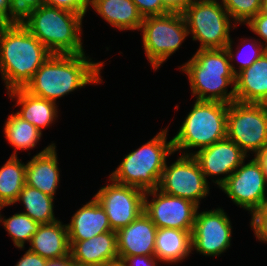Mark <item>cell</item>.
Segmentation results:
<instances>
[{"instance_id": "f35d334b", "label": "cell", "mask_w": 267, "mask_h": 266, "mask_svg": "<svg viewBox=\"0 0 267 266\" xmlns=\"http://www.w3.org/2000/svg\"><path fill=\"white\" fill-rule=\"evenodd\" d=\"M170 12L182 13L193 0H161Z\"/></svg>"}, {"instance_id": "1f68e13d", "label": "cell", "mask_w": 267, "mask_h": 266, "mask_svg": "<svg viewBox=\"0 0 267 266\" xmlns=\"http://www.w3.org/2000/svg\"><path fill=\"white\" fill-rule=\"evenodd\" d=\"M140 15L145 18L149 16H160L170 11L162 4L161 0H132Z\"/></svg>"}, {"instance_id": "9c48e42d", "label": "cell", "mask_w": 267, "mask_h": 266, "mask_svg": "<svg viewBox=\"0 0 267 266\" xmlns=\"http://www.w3.org/2000/svg\"><path fill=\"white\" fill-rule=\"evenodd\" d=\"M227 138L256 157L267 147V104H228Z\"/></svg>"}, {"instance_id": "83f0119b", "label": "cell", "mask_w": 267, "mask_h": 266, "mask_svg": "<svg viewBox=\"0 0 267 266\" xmlns=\"http://www.w3.org/2000/svg\"><path fill=\"white\" fill-rule=\"evenodd\" d=\"M242 40V41H241ZM241 44L236 47V52L233 50V44L235 43L232 38L230 42L225 47L228 52L230 65L235 75H237L242 70L251 66L256 60H258L266 51L267 48L262 44L258 39L249 37L240 39ZM247 44V47H246ZM241 46V47H240ZM245 48L244 50L242 49ZM236 57V59H235ZM235 59V60H234ZM234 61H237V64H240L237 69L235 67ZM234 63V64H233Z\"/></svg>"}, {"instance_id": "6da1fadb", "label": "cell", "mask_w": 267, "mask_h": 266, "mask_svg": "<svg viewBox=\"0 0 267 266\" xmlns=\"http://www.w3.org/2000/svg\"><path fill=\"white\" fill-rule=\"evenodd\" d=\"M87 53L52 54L24 89L33 96L57 103V99L88 85L103 83L104 61H93Z\"/></svg>"}, {"instance_id": "d4e9b609", "label": "cell", "mask_w": 267, "mask_h": 266, "mask_svg": "<svg viewBox=\"0 0 267 266\" xmlns=\"http://www.w3.org/2000/svg\"><path fill=\"white\" fill-rule=\"evenodd\" d=\"M3 131L5 139L14 148L11 156H18L19 150H30L37 146L43 135L33 124L23 120L15 112L7 116Z\"/></svg>"}, {"instance_id": "2e32d148", "label": "cell", "mask_w": 267, "mask_h": 266, "mask_svg": "<svg viewBox=\"0 0 267 266\" xmlns=\"http://www.w3.org/2000/svg\"><path fill=\"white\" fill-rule=\"evenodd\" d=\"M157 227L143 212L129 225L116 231L118 257L155 256Z\"/></svg>"}, {"instance_id": "3957f363", "label": "cell", "mask_w": 267, "mask_h": 266, "mask_svg": "<svg viewBox=\"0 0 267 266\" xmlns=\"http://www.w3.org/2000/svg\"><path fill=\"white\" fill-rule=\"evenodd\" d=\"M179 69L188 76L191 96L195 100L227 104L235 101L236 75L225 48L197 50Z\"/></svg>"}, {"instance_id": "4316f807", "label": "cell", "mask_w": 267, "mask_h": 266, "mask_svg": "<svg viewBox=\"0 0 267 266\" xmlns=\"http://www.w3.org/2000/svg\"><path fill=\"white\" fill-rule=\"evenodd\" d=\"M54 197L40 190L24 185L15 203H22L26 214L40 224L53 223L58 220L54 214Z\"/></svg>"}, {"instance_id": "4fadbf2b", "label": "cell", "mask_w": 267, "mask_h": 266, "mask_svg": "<svg viewBox=\"0 0 267 266\" xmlns=\"http://www.w3.org/2000/svg\"><path fill=\"white\" fill-rule=\"evenodd\" d=\"M107 185L94 195L104 208L109 224L117 231L138 218L144 212L145 192L139 188L116 183L109 178Z\"/></svg>"}, {"instance_id": "603a6c76", "label": "cell", "mask_w": 267, "mask_h": 266, "mask_svg": "<svg viewBox=\"0 0 267 266\" xmlns=\"http://www.w3.org/2000/svg\"><path fill=\"white\" fill-rule=\"evenodd\" d=\"M119 31H140L143 17L132 0H95L90 8Z\"/></svg>"}, {"instance_id": "9a60e30c", "label": "cell", "mask_w": 267, "mask_h": 266, "mask_svg": "<svg viewBox=\"0 0 267 266\" xmlns=\"http://www.w3.org/2000/svg\"><path fill=\"white\" fill-rule=\"evenodd\" d=\"M192 156L198 162L207 182L210 184L207 177L214 178L211 181L218 188L249 157L227 137L199 151H193Z\"/></svg>"}, {"instance_id": "e575fe53", "label": "cell", "mask_w": 267, "mask_h": 266, "mask_svg": "<svg viewBox=\"0 0 267 266\" xmlns=\"http://www.w3.org/2000/svg\"><path fill=\"white\" fill-rule=\"evenodd\" d=\"M246 26L250 29L251 32L259 37L258 40L260 42L262 40L264 41L262 42V44L267 48V16L259 12L246 24Z\"/></svg>"}, {"instance_id": "484cf974", "label": "cell", "mask_w": 267, "mask_h": 266, "mask_svg": "<svg viewBox=\"0 0 267 266\" xmlns=\"http://www.w3.org/2000/svg\"><path fill=\"white\" fill-rule=\"evenodd\" d=\"M26 184V162L18 156H10L0 168V202L5 206L15 204Z\"/></svg>"}, {"instance_id": "7a4b0ae2", "label": "cell", "mask_w": 267, "mask_h": 266, "mask_svg": "<svg viewBox=\"0 0 267 266\" xmlns=\"http://www.w3.org/2000/svg\"><path fill=\"white\" fill-rule=\"evenodd\" d=\"M51 55L21 22L0 24V74L7 92L24 88Z\"/></svg>"}, {"instance_id": "8d00e7d4", "label": "cell", "mask_w": 267, "mask_h": 266, "mask_svg": "<svg viewBox=\"0 0 267 266\" xmlns=\"http://www.w3.org/2000/svg\"><path fill=\"white\" fill-rule=\"evenodd\" d=\"M47 261V259L28 249L15 266H46Z\"/></svg>"}, {"instance_id": "5b68a950", "label": "cell", "mask_w": 267, "mask_h": 266, "mask_svg": "<svg viewBox=\"0 0 267 266\" xmlns=\"http://www.w3.org/2000/svg\"><path fill=\"white\" fill-rule=\"evenodd\" d=\"M168 129L164 127L145 144L125 154L109 178L144 192L157 189L167 158L174 154L172 139L167 141Z\"/></svg>"}, {"instance_id": "d6986e66", "label": "cell", "mask_w": 267, "mask_h": 266, "mask_svg": "<svg viewBox=\"0 0 267 266\" xmlns=\"http://www.w3.org/2000/svg\"><path fill=\"white\" fill-rule=\"evenodd\" d=\"M69 241H84L108 231H113L104 208L93 196L72 215L66 224Z\"/></svg>"}, {"instance_id": "277c9868", "label": "cell", "mask_w": 267, "mask_h": 266, "mask_svg": "<svg viewBox=\"0 0 267 266\" xmlns=\"http://www.w3.org/2000/svg\"><path fill=\"white\" fill-rule=\"evenodd\" d=\"M84 16L72 11L42 5L20 20L52 54H82Z\"/></svg>"}, {"instance_id": "30bf717a", "label": "cell", "mask_w": 267, "mask_h": 266, "mask_svg": "<svg viewBox=\"0 0 267 266\" xmlns=\"http://www.w3.org/2000/svg\"><path fill=\"white\" fill-rule=\"evenodd\" d=\"M207 182L196 159L192 155H180L162 172L158 189L171 196L190 200L200 207L202 199L210 193Z\"/></svg>"}, {"instance_id": "836d02e7", "label": "cell", "mask_w": 267, "mask_h": 266, "mask_svg": "<svg viewBox=\"0 0 267 266\" xmlns=\"http://www.w3.org/2000/svg\"><path fill=\"white\" fill-rule=\"evenodd\" d=\"M14 23L20 22L29 12L44 5V0H12Z\"/></svg>"}, {"instance_id": "e0dca14e", "label": "cell", "mask_w": 267, "mask_h": 266, "mask_svg": "<svg viewBox=\"0 0 267 266\" xmlns=\"http://www.w3.org/2000/svg\"><path fill=\"white\" fill-rule=\"evenodd\" d=\"M56 147L52 142L26 162V184L54 198L61 179Z\"/></svg>"}, {"instance_id": "bcb514c9", "label": "cell", "mask_w": 267, "mask_h": 266, "mask_svg": "<svg viewBox=\"0 0 267 266\" xmlns=\"http://www.w3.org/2000/svg\"><path fill=\"white\" fill-rule=\"evenodd\" d=\"M89 4L93 3L95 0H86Z\"/></svg>"}, {"instance_id": "ffe728a7", "label": "cell", "mask_w": 267, "mask_h": 266, "mask_svg": "<svg viewBox=\"0 0 267 266\" xmlns=\"http://www.w3.org/2000/svg\"><path fill=\"white\" fill-rule=\"evenodd\" d=\"M11 99H15V106L20 109L15 113L33 124L40 132L52 126V123L59 118L58 105L44 98L31 95L24 88H18L7 92Z\"/></svg>"}, {"instance_id": "60d3db41", "label": "cell", "mask_w": 267, "mask_h": 266, "mask_svg": "<svg viewBox=\"0 0 267 266\" xmlns=\"http://www.w3.org/2000/svg\"><path fill=\"white\" fill-rule=\"evenodd\" d=\"M256 158L261 162L263 168H264V171H265V178H266V181H267V147L261 151L257 156Z\"/></svg>"}, {"instance_id": "d6a6232c", "label": "cell", "mask_w": 267, "mask_h": 266, "mask_svg": "<svg viewBox=\"0 0 267 266\" xmlns=\"http://www.w3.org/2000/svg\"><path fill=\"white\" fill-rule=\"evenodd\" d=\"M44 5L66 9L84 17L90 9V4L86 0H44Z\"/></svg>"}, {"instance_id": "f1b7e54d", "label": "cell", "mask_w": 267, "mask_h": 266, "mask_svg": "<svg viewBox=\"0 0 267 266\" xmlns=\"http://www.w3.org/2000/svg\"><path fill=\"white\" fill-rule=\"evenodd\" d=\"M1 223L12 239L14 246L20 250L25 249V243H30L31 238L41 225L22 212H17L8 218L6 216L1 217Z\"/></svg>"}, {"instance_id": "d590c367", "label": "cell", "mask_w": 267, "mask_h": 266, "mask_svg": "<svg viewBox=\"0 0 267 266\" xmlns=\"http://www.w3.org/2000/svg\"><path fill=\"white\" fill-rule=\"evenodd\" d=\"M125 266H157L161 261L156 256L134 255L119 257Z\"/></svg>"}, {"instance_id": "7bdbcfd3", "label": "cell", "mask_w": 267, "mask_h": 266, "mask_svg": "<svg viewBox=\"0 0 267 266\" xmlns=\"http://www.w3.org/2000/svg\"><path fill=\"white\" fill-rule=\"evenodd\" d=\"M260 12L267 16V0H262Z\"/></svg>"}, {"instance_id": "8992f818", "label": "cell", "mask_w": 267, "mask_h": 266, "mask_svg": "<svg viewBox=\"0 0 267 266\" xmlns=\"http://www.w3.org/2000/svg\"><path fill=\"white\" fill-rule=\"evenodd\" d=\"M194 101L192 109L172 137L174 153L179 151L182 155H192L194 149L198 148L199 151L227 137L228 104Z\"/></svg>"}, {"instance_id": "7c38bea8", "label": "cell", "mask_w": 267, "mask_h": 266, "mask_svg": "<svg viewBox=\"0 0 267 266\" xmlns=\"http://www.w3.org/2000/svg\"><path fill=\"white\" fill-rule=\"evenodd\" d=\"M232 222L221 207L196 213L191 233L192 251L206 257H219L231 247Z\"/></svg>"}, {"instance_id": "cb8c5ba5", "label": "cell", "mask_w": 267, "mask_h": 266, "mask_svg": "<svg viewBox=\"0 0 267 266\" xmlns=\"http://www.w3.org/2000/svg\"><path fill=\"white\" fill-rule=\"evenodd\" d=\"M192 231L157 228L155 239V256L163 263L183 262L192 253Z\"/></svg>"}, {"instance_id": "f546056e", "label": "cell", "mask_w": 267, "mask_h": 266, "mask_svg": "<svg viewBox=\"0 0 267 266\" xmlns=\"http://www.w3.org/2000/svg\"><path fill=\"white\" fill-rule=\"evenodd\" d=\"M236 25H246L261 10L262 0H221Z\"/></svg>"}, {"instance_id": "ee69618b", "label": "cell", "mask_w": 267, "mask_h": 266, "mask_svg": "<svg viewBox=\"0 0 267 266\" xmlns=\"http://www.w3.org/2000/svg\"><path fill=\"white\" fill-rule=\"evenodd\" d=\"M4 207H8V206H5L3 203L0 202V212H1L2 209H4ZM2 216L3 215L0 213V223H1V217Z\"/></svg>"}, {"instance_id": "f6af8a7d", "label": "cell", "mask_w": 267, "mask_h": 266, "mask_svg": "<svg viewBox=\"0 0 267 266\" xmlns=\"http://www.w3.org/2000/svg\"><path fill=\"white\" fill-rule=\"evenodd\" d=\"M70 266H83V265H79V264H76V263L72 262V263L70 264Z\"/></svg>"}, {"instance_id": "74e56055", "label": "cell", "mask_w": 267, "mask_h": 266, "mask_svg": "<svg viewBox=\"0 0 267 266\" xmlns=\"http://www.w3.org/2000/svg\"><path fill=\"white\" fill-rule=\"evenodd\" d=\"M14 12L12 0H0V24H13Z\"/></svg>"}, {"instance_id": "8fae6325", "label": "cell", "mask_w": 267, "mask_h": 266, "mask_svg": "<svg viewBox=\"0 0 267 266\" xmlns=\"http://www.w3.org/2000/svg\"><path fill=\"white\" fill-rule=\"evenodd\" d=\"M248 161H244L219 189L236 206L251 214L267 203V181L261 162L256 157Z\"/></svg>"}, {"instance_id": "ab89813d", "label": "cell", "mask_w": 267, "mask_h": 266, "mask_svg": "<svg viewBox=\"0 0 267 266\" xmlns=\"http://www.w3.org/2000/svg\"><path fill=\"white\" fill-rule=\"evenodd\" d=\"M72 262L71 256H67L65 258L48 260L46 266H70Z\"/></svg>"}, {"instance_id": "b9f144b4", "label": "cell", "mask_w": 267, "mask_h": 266, "mask_svg": "<svg viewBox=\"0 0 267 266\" xmlns=\"http://www.w3.org/2000/svg\"><path fill=\"white\" fill-rule=\"evenodd\" d=\"M103 266H125V264L121 260H116L113 262L105 263Z\"/></svg>"}, {"instance_id": "5bb4252c", "label": "cell", "mask_w": 267, "mask_h": 266, "mask_svg": "<svg viewBox=\"0 0 267 266\" xmlns=\"http://www.w3.org/2000/svg\"><path fill=\"white\" fill-rule=\"evenodd\" d=\"M198 208L194 202L168 195L158 188L145 192L144 212L157 228L192 231Z\"/></svg>"}, {"instance_id": "ba28073f", "label": "cell", "mask_w": 267, "mask_h": 266, "mask_svg": "<svg viewBox=\"0 0 267 266\" xmlns=\"http://www.w3.org/2000/svg\"><path fill=\"white\" fill-rule=\"evenodd\" d=\"M140 32L146 58L154 72L179 50L189 36L184 16L178 12L143 18Z\"/></svg>"}, {"instance_id": "44dd1931", "label": "cell", "mask_w": 267, "mask_h": 266, "mask_svg": "<svg viewBox=\"0 0 267 266\" xmlns=\"http://www.w3.org/2000/svg\"><path fill=\"white\" fill-rule=\"evenodd\" d=\"M235 101L267 104V51L236 75Z\"/></svg>"}, {"instance_id": "ac0fdd59", "label": "cell", "mask_w": 267, "mask_h": 266, "mask_svg": "<svg viewBox=\"0 0 267 266\" xmlns=\"http://www.w3.org/2000/svg\"><path fill=\"white\" fill-rule=\"evenodd\" d=\"M72 261L83 266H103L119 259L116 231L84 241H69Z\"/></svg>"}, {"instance_id": "52a82bcc", "label": "cell", "mask_w": 267, "mask_h": 266, "mask_svg": "<svg viewBox=\"0 0 267 266\" xmlns=\"http://www.w3.org/2000/svg\"><path fill=\"white\" fill-rule=\"evenodd\" d=\"M182 14L192 40L200 43L197 50L225 48L237 26L219 0H193Z\"/></svg>"}, {"instance_id": "4dcf8cb0", "label": "cell", "mask_w": 267, "mask_h": 266, "mask_svg": "<svg viewBox=\"0 0 267 266\" xmlns=\"http://www.w3.org/2000/svg\"><path fill=\"white\" fill-rule=\"evenodd\" d=\"M250 215V228H252L257 241L267 244V203L254 210Z\"/></svg>"}, {"instance_id": "7402d4cb", "label": "cell", "mask_w": 267, "mask_h": 266, "mask_svg": "<svg viewBox=\"0 0 267 266\" xmlns=\"http://www.w3.org/2000/svg\"><path fill=\"white\" fill-rule=\"evenodd\" d=\"M29 250L52 260L70 256L67 226L62 221L41 224L29 243Z\"/></svg>"}]
</instances>
